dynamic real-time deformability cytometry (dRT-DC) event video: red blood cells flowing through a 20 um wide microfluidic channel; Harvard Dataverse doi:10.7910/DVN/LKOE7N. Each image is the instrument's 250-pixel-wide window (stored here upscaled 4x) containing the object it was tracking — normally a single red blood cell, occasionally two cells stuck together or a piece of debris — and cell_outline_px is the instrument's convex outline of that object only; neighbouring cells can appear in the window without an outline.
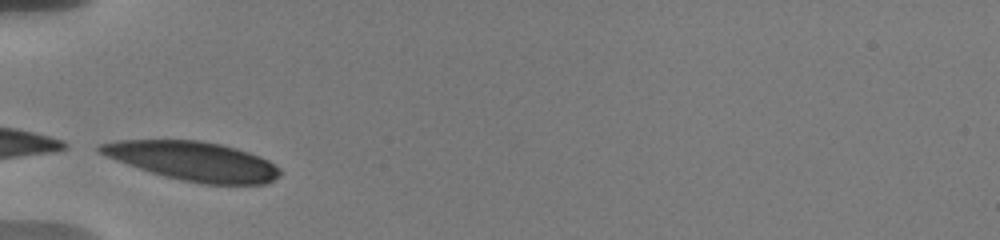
{"species": "human", "species_latin": "Homo sapiens", "temperature_condition": "warm", "stored_images_in_passage": 9, "camera_frame_rate_fps": 3000, "um_per_image_px": 0.085, "donor": {"sex": "male"}, "frame": {"image": 1, "passage_image": 1, "time_ms": 0.0, "image_size_px": [1000, 240], "cell_outline_px": [[284, 172], [280, 176], [264, 184], [204, 184], [180, 180], [164, 176], [116, 160], [100, 152], [96, 148], [96, 144], [116, 140], [200, 140], [220, 144], [236, 148], [260, 156], [268, 160], [280, 168]], "centroid_in_image_um": [16.44, 13.69], "position_along_channel_um": 68.6, "area_um2": 40.86}}
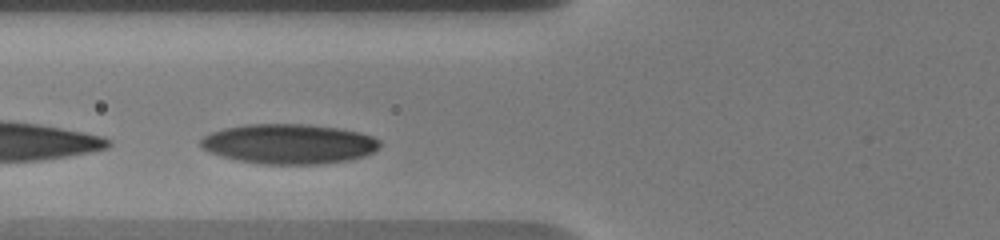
{"frame": {"image": 2, "passage_image": 4, "time_ms": 1.0, "image_size_px": [1000, 240], "cell_outline_px": [[380, 148], [364, 156], [352, 160], [320, 164], [264, 164], [236, 160], [208, 152], [200, 148], [200, 140], [204, 136], [212, 132], [224, 128], [244, 124], [308, 124], [336, 128], [360, 132], [372, 136], [380, 140]], "centroid_in_image_um": [24.55, 12.23], "position_along_channel_um": 101.2, "area_um2": 41.91}}
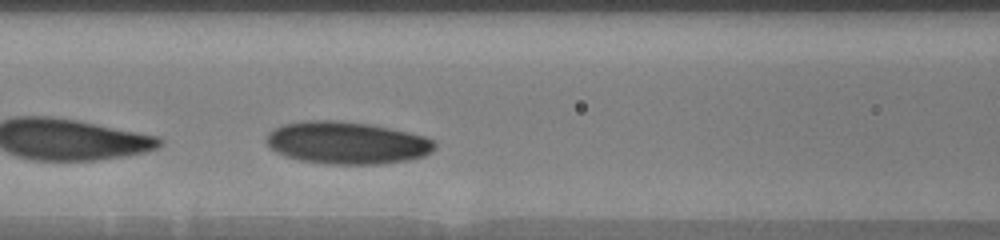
{"frame": {"image": 3, "passage_image": 9, "time_ms": 2.0, "image_size_px": [1000, 240], "cell_outline_px": [[436, 148], [432, 152], [424, 156], [408, 160], [380, 164], [324, 164], [300, 160], [284, 156], [276, 152], [264, 140], [268, 132], [284, 124], [304, 120], [336, 120], [368, 124], [408, 132], [424, 136], [432, 140], [436, 144]], "centroid_in_image_um": [29.47, 12.14], "position_along_channel_um": 137.1, "area_um2": 41.67}}